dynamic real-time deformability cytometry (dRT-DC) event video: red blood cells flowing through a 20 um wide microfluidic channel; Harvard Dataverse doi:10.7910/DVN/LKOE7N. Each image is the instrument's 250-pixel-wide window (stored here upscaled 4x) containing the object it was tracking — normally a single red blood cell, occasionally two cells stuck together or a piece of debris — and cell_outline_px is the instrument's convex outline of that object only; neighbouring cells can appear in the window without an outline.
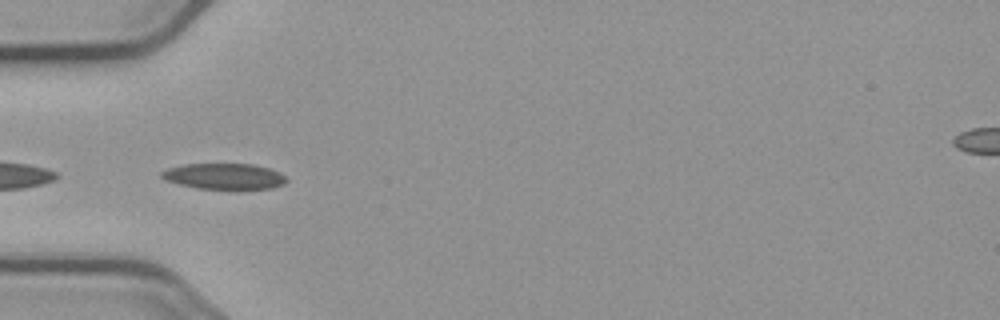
{"species": "common noctule bat (a hibernating species)", "species_latin": "Nyctalus noctula", "temperature_condition": "cold", "stored_images_in_passage": 6, "camera_frame_rate_fps": 3000, "um_per_image_px": 0.085, "animal": {"sex": "male", "body_mass_g": 23.1, "forearm_length_mm": 52.7}, "frame": {"image": 1, "passage_image": 4, "time_ms": 3.667, "image_size_px": [1000, 320], "cell_outline_px": [[288, 180], [284, 184], [272, 188], [200, 188], [180, 184], [164, 180], [160, 176], [160, 172], [168, 168], [184, 164], [252, 164], [268, 168], [284, 176]], "centroid_in_image_um": [19.01, 14.97], "position_along_channel_um": 66.0, "area_um2": 18.44}}
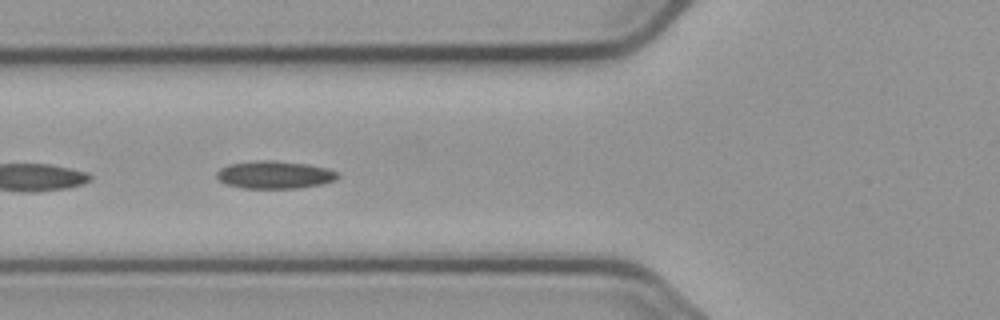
{"frame": {"image": 2, "passage_image": 5, "time_ms": 4.667, "image_size_px": [1000, 320], "cell_outline_px": [[340, 176], [336, 180], [320, 184], [300, 188], [244, 188], [228, 184], [220, 180], [216, 176], [216, 172], [220, 168], [228, 164], [260, 160], [272, 160], [308, 164], [328, 168], [340, 172]], "centroid_in_image_um": [23.39, 14.85], "position_along_channel_um": 102.4, "area_um2": 19.59}}